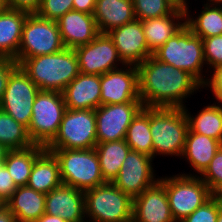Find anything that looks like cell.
<instances>
[{"mask_svg": "<svg viewBox=\"0 0 222 222\" xmlns=\"http://www.w3.org/2000/svg\"><path fill=\"white\" fill-rule=\"evenodd\" d=\"M0 222H16L15 216L7 207L0 212Z\"/></svg>", "mask_w": 222, "mask_h": 222, "instance_id": "cell-44", "label": "cell"}, {"mask_svg": "<svg viewBox=\"0 0 222 222\" xmlns=\"http://www.w3.org/2000/svg\"><path fill=\"white\" fill-rule=\"evenodd\" d=\"M154 160L147 154L130 150L112 183L132 199L135 198L159 180Z\"/></svg>", "mask_w": 222, "mask_h": 222, "instance_id": "cell-12", "label": "cell"}, {"mask_svg": "<svg viewBox=\"0 0 222 222\" xmlns=\"http://www.w3.org/2000/svg\"><path fill=\"white\" fill-rule=\"evenodd\" d=\"M176 9L186 11L188 8H192L189 6L190 0H168Z\"/></svg>", "mask_w": 222, "mask_h": 222, "instance_id": "cell-43", "label": "cell"}, {"mask_svg": "<svg viewBox=\"0 0 222 222\" xmlns=\"http://www.w3.org/2000/svg\"><path fill=\"white\" fill-rule=\"evenodd\" d=\"M124 140L131 150L153 157V144L150 132V107H143L132 119Z\"/></svg>", "mask_w": 222, "mask_h": 222, "instance_id": "cell-31", "label": "cell"}, {"mask_svg": "<svg viewBox=\"0 0 222 222\" xmlns=\"http://www.w3.org/2000/svg\"><path fill=\"white\" fill-rule=\"evenodd\" d=\"M222 146L219 140L201 135L195 132L187 131L185 148L181 159L191 167L192 172L181 174L189 176H200L208 167L215 153ZM185 158V159H184ZM188 161V162H187Z\"/></svg>", "mask_w": 222, "mask_h": 222, "instance_id": "cell-21", "label": "cell"}, {"mask_svg": "<svg viewBox=\"0 0 222 222\" xmlns=\"http://www.w3.org/2000/svg\"><path fill=\"white\" fill-rule=\"evenodd\" d=\"M5 1L4 0H0V12L5 8Z\"/></svg>", "mask_w": 222, "mask_h": 222, "instance_id": "cell-50", "label": "cell"}, {"mask_svg": "<svg viewBox=\"0 0 222 222\" xmlns=\"http://www.w3.org/2000/svg\"><path fill=\"white\" fill-rule=\"evenodd\" d=\"M45 213L66 222L86 221L84 191L61 184L46 194Z\"/></svg>", "mask_w": 222, "mask_h": 222, "instance_id": "cell-18", "label": "cell"}, {"mask_svg": "<svg viewBox=\"0 0 222 222\" xmlns=\"http://www.w3.org/2000/svg\"><path fill=\"white\" fill-rule=\"evenodd\" d=\"M17 188L8 169L3 162H0V196L7 201Z\"/></svg>", "mask_w": 222, "mask_h": 222, "instance_id": "cell-38", "label": "cell"}, {"mask_svg": "<svg viewBox=\"0 0 222 222\" xmlns=\"http://www.w3.org/2000/svg\"><path fill=\"white\" fill-rule=\"evenodd\" d=\"M217 222H222V202L220 201V209L218 213Z\"/></svg>", "mask_w": 222, "mask_h": 222, "instance_id": "cell-49", "label": "cell"}, {"mask_svg": "<svg viewBox=\"0 0 222 222\" xmlns=\"http://www.w3.org/2000/svg\"><path fill=\"white\" fill-rule=\"evenodd\" d=\"M96 144L95 110L66 109L57 135L45 149H92Z\"/></svg>", "mask_w": 222, "mask_h": 222, "instance_id": "cell-9", "label": "cell"}, {"mask_svg": "<svg viewBox=\"0 0 222 222\" xmlns=\"http://www.w3.org/2000/svg\"><path fill=\"white\" fill-rule=\"evenodd\" d=\"M62 95L67 109H97L101 105L100 75L79 73Z\"/></svg>", "mask_w": 222, "mask_h": 222, "instance_id": "cell-20", "label": "cell"}, {"mask_svg": "<svg viewBox=\"0 0 222 222\" xmlns=\"http://www.w3.org/2000/svg\"><path fill=\"white\" fill-rule=\"evenodd\" d=\"M137 68L139 98L143 107L183 108L191 95L204 89L193 75L161 62L153 55Z\"/></svg>", "mask_w": 222, "mask_h": 222, "instance_id": "cell-1", "label": "cell"}, {"mask_svg": "<svg viewBox=\"0 0 222 222\" xmlns=\"http://www.w3.org/2000/svg\"><path fill=\"white\" fill-rule=\"evenodd\" d=\"M5 6L11 9L22 10L29 14L36 13L41 0H4Z\"/></svg>", "mask_w": 222, "mask_h": 222, "instance_id": "cell-41", "label": "cell"}, {"mask_svg": "<svg viewBox=\"0 0 222 222\" xmlns=\"http://www.w3.org/2000/svg\"><path fill=\"white\" fill-rule=\"evenodd\" d=\"M211 73L204 89L212 93L214 96L212 99H222V66L214 69Z\"/></svg>", "mask_w": 222, "mask_h": 222, "instance_id": "cell-40", "label": "cell"}, {"mask_svg": "<svg viewBox=\"0 0 222 222\" xmlns=\"http://www.w3.org/2000/svg\"><path fill=\"white\" fill-rule=\"evenodd\" d=\"M220 199L213 195L207 202L197 208L181 222H217Z\"/></svg>", "mask_w": 222, "mask_h": 222, "instance_id": "cell-37", "label": "cell"}, {"mask_svg": "<svg viewBox=\"0 0 222 222\" xmlns=\"http://www.w3.org/2000/svg\"><path fill=\"white\" fill-rule=\"evenodd\" d=\"M95 150L99 159L102 177L112 182L118 175L121 166L131 150L124 139L97 143Z\"/></svg>", "mask_w": 222, "mask_h": 222, "instance_id": "cell-29", "label": "cell"}, {"mask_svg": "<svg viewBox=\"0 0 222 222\" xmlns=\"http://www.w3.org/2000/svg\"><path fill=\"white\" fill-rule=\"evenodd\" d=\"M215 100L222 105V99H215Z\"/></svg>", "mask_w": 222, "mask_h": 222, "instance_id": "cell-52", "label": "cell"}, {"mask_svg": "<svg viewBox=\"0 0 222 222\" xmlns=\"http://www.w3.org/2000/svg\"><path fill=\"white\" fill-rule=\"evenodd\" d=\"M73 10V0H41L36 15L52 21H57L61 16Z\"/></svg>", "mask_w": 222, "mask_h": 222, "instance_id": "cell-36", "label": "cell"}, {"mask_svg": "<svg viewBox=\"0 0 222 222\" xmlns=\"http://www.w3.org/2000/svg\"><path fill=\"white\" fill-rule=\"evenodd\" d=\"M138 20L159 18L172 14L176 8L168 0H132Z\"/></svg>", "mask_w": 222, "mask_h": 222, "instance_id": "cell-33", "label": "cell"}, {"mask_svg": "<svg viewBox=\"0 0 222 222\" xmlns=\"http://www.w3.org/2000/svg\"><path fill=\"white\" fill-rule=\"evenodd\" d=\"M63 44L74 49L88 44L100 33L93 14L69 11L57 20Z\"/></svg>", "mask_w": 222, "mask_h": 222, "instance_id": "cell-19", "label": "cell"}, {"mask_svg": "<svg viewBox=\"0 0 222 222\" xmlns=\"http://www.w3.org/2000/svg\"><path fill=\"white\" fill-rule=\"evenodd\" d=\"M204 58L208 73L222 66V35L202 38Z\"/></svg>", "mask_w": 222, "mask_h": 222, "instance_id": "cell-35", "label": "cell"}, {"mask_svg": "<svg viewBox=\"0 0 222 222\" xmlns=\"http://www.w3.org/2000/svg\"><path fill=\"white\" fill-rule=\"evenodd\" d=\"M185 12L186 25L194 35L201 39L222 35V6L203 3L200 12L197 10L191 12L189 8Z\"/></svg>", "mask_w": 222, "mask_h": 222, "instance_id": "cell-28", "label": "cell"}, {"mask_svg": "<svg viewBox=\"0 0 222 222\" xmlns=\"http://www.w3.org/2000/svg\"><path fill=\"white\" fill-rule=\"evenodd\" d=\"M101 105L141 102L138 68L124 65L100 75Z\"/></svg>", "mask_w": 222, "mask_h": 222, "instance_id": "cell-15", "label": "cell"}, {"mask_svg": "<svg viewBox=\"0 0 222 222\" xmlns=\"http://www.w3.org/2000/svg\"><path fill=\"white\" fill-rule=\"evenodd\" d=\"M88 222H132L133 199L112 182L84 192Z\"/></svg>", "mask_w": 222, "mask_h": 222, "instance_id": "cell-6", "label": "cell"}, {"mask_svg": "<svg viewBox=\"0 0 222 222\" xmlns=\"http://www.w3.org/2000/svg\"><path fill=\"white\" fill-rule=\"evenodd\" d=\"M40 89L18 65L10 74L0 109L27 129L32 117V107Z\"/></svg>", "mask_w": 222, "mask_h": 222, "instance_id": "cell-11", "label": "cell"}, {"mask_svg": "<svg viewBox=\"0 0 222 222\" xmlns=\"http://www.w3.org/2000/svg\"><path fill=\"white\" fill-rule=\"evenodd\" d=\"M62 184L58 160L52 152L44 150L33 164L26 186L47 194Z\"/></svg>", "mask_w": 222, "mask_h": 222, "instance_id": "cell-26", "label": "cell"}, {"mask_svg": "<svg viewBox=\"0 0 222 222\" xmlns=\"http://www.w3.org/2000/svg\"><path fill=\"white\" fill-rule=\"evenodd\" d=\"M164 184L171 214L175 222H181L214 194L199 176L179 173L160 176Z\"/></svg>", "mask_w": 222, "mask_h": 222, "instance_id": "cell-7", "label": "cell"}, {"mask_svg": "<svg viewBox=\"0 0 222 222\" xmlns=\"http://www.w3.org/2000/svg\"><path fill=\"white\" fill-rule=\"evenodd\" d=\"M188 120L183 108L150 107L153 158L179 157L185 148Z\"/></svg>", "mask_w": 222, "mask_h": 222, "instance_id": "cell-3", "label": "cell"}, {"mask_svg": "<svg viewBox=\"0 0 222 222\" xmlns=\"http://www.w3.org/2000/svg\"><path fill=\"white\" fill-rule=\"evenodd\" d=\"M45 202L46 194L28 186H18L6 205L16 222H34L45 213Z\"/></svg>", "mask_w": 222, "mask_h": 222, "instance_id": "cell-23", "label": "cell"}, {"mask_svg": "<svg viewBox=\"0 0 222 222\" xmlns=\"http://www.w3.org/2000/svg\"><path fill=\"white\" fill-rule=\"evenodd\" d=\"M34 222H66L60 216H51L44 213L37 221Z\"/></svg>", "mask_w": 222, "mask_h": 222, "instance_id": "cell-45", "label": "cell"}, {"mask_svg": "<svg viewBox=\"0 0 222 222\" xmlns=\"http://www.w3.org/2000/svg\"><path fill=\"white\" fill-rule=\"evenodd\" d=\"M199 177L214 195L222 189V146Z\"/></svg>", "mask_w": 222, "mask_h": 222, "instance_id": "cell-34", "label": "cell"}, {"mask_svg": "<svg viewBox=\"0 0 222 222\" xmlns=\"http://www.w3.org/2000/svg\"><path fill=\"white\" fill-rule=\"evenodd\" d=\"M153 56L161 62L187 71L203 86L208 81L203 40L194 35L187 25L170 37Z\"/></svg>", "mask_w": 222, "mask_h": 222, "instance_id": "cell-4", "label": "cell"}, {"mask_svg": "<svg viewBox=\"0 0 222 222\" xmlns=\"http://www.w3.org/2000/svg\"><path fill=\"white\" fill-rule=\"evenodd\" d=\"M74 51L82 74L102 75L125 65L107 33H99L93 41L74 48Z\"/></svg>", "mask_w": 222, "mask_h": 222, "instance_id": "cell-13", "label": "cell"}, {"mask_svg": "<svg viewBox=\"0 0 222 222\" xmlns=\"http://www.w3.org/2000/svg\"><path fill=\"white\" fill-rule=\"evenodd\" d=\"M8 152L9 149L5 145L0 143V162H4Z\"/></svg>", "mask_w": 222, "mask_h": 222, "instance_id": "cell-46", "label": "cell"}, {"mask_svg": "<svg viewBox=\"0 0 222 222\" xmlns=\"http://www.w3.org/2000/svg\"><path fill=\"white\" fill-rule=\"evenodd\" d=\"M132 222H175L160 180L133 198Z\"/></svg>", "mask_w": 222, "mask_h": 222, "instance_id": "cell-17", "label": "cell"}, {"mask_svg": "<svg viewBox=\"0 0 222 222\" xmlns=\"http://www.w3.org/2000/svg\"><path fill=\"white\" fill-rule=\"evenodd\" d=\"M188 120V130L219 140L222 143V105L216 100L208 103L197 113L190 112L187 105L183 107Z\"/></svg>", "mask_w": 222, "mask_h": 222, "instance_id": "cell-27", "label": "cell"}, {"mask_svg": "<svg viewBox=\"0 0 222 222\" xmlns=\"http://www.w3.org/2000/svg\"><path fill=\"white\" fill-rule=\"evenodd\" d=\"M7 205H6V200H4L1 196H0V212L6 208Z\"/></svg>", "mask_w": 222, "mask_h": 222, "instance_id": "cell-48", "label": "cell"}, {"mask_svg": "<svg viewBox=\"0 0 222 222\" xmlns=\"http://www.w3.org/2000/svg\"><path fill=\"white\" fill-rule=\"evenodd\" d=\"M66 109L62 93L38 92L27 129L33 144L46 147L55 138Z\"/></svg>", "mask_w": 222, "mask_h": 222, "instance_id": "cell-8", "label": "cell"}, {"mask_svg": "<svg viewBox=\"0 0 222 222\" xmlns=\"http://www.w3.org/2000/svg\"><path fill=\"white\" fill-rule=\"evenodd\" d=\"M44 150V146L37 144L25 149L9 150L3 163L17 186L27 185L35 159Z\"/></svg>", "mask_w": 222, "mask_h": 222, "instance_id": "cell-30", "label": "cell"}, {"mask_svg": "<svg viewBox=\"0 0 222 222\" xmlns=\"http://www.w3.org/2000/svg\"><path fill=\"white\" fill-rule=\"evenodd\" d=\"M220 201L222 202V189L216 194Z\"/></svg>", "mask_w": 222, "mask_h": 222, "instance_id": "cell-51", "label": "cell"}, {"mask_svg": "<svg viewBox=\"0 0 222 222\" xmlns=\"http://www.w3.org/2000/svg\"><path fill=\"white\" fill-rule=\"evenodd\" d=\"M142 108V102L100 105L95 109L97 143L125 139L132 119Z\"/></svg>", "mask_w": 222, "mask_h": 222, "instance_id": "cell-14", "label": "cell"}, {"mask_svg": "<svg viewBox=\"0 0 222 222\" xmlns=\"http://www.w3.org/2000/svg\"><path fill=\"white\" fill-rule=\"evenodd\" d=\"M48 151L58 160L62 184L85 192L106 183L95 148Z\"/></svg>", "mask_w": 222, "mask_h": 222, "instance_id": "cell-5", "label": "cell"}, {"mask_svg": "<svg viewBox=\"0 0 222 222\" xmlns=\"http://www.w3.org/2000/svg\"><path fill=\"white\" fill-rule=\"evenodd\" d=\"M201 2H204V4H207V5L222 6V0H206V2L204 0Z\"/></svg>", "mask_w": 222, "mask_h": 222, "instance_id": "cell-47", "label": "cell"}, {"mask_svg": "<svg viewBox=\"0 0 222 222\" xmlns=\"http://www.w3.org/2000/svg\"><path fill=\"white\" fill-rule=\"evenodd\" d=\"M19 66L43 91L60 92L80 73L74 49L26 58Z\"/></svg>", "mask_w": 222, "mask_h": 222, "instance_id": "cell-2", "label": "cell"}, {"mask_svg": "<svg viewBox=\"0 0 222 222\" xmlns=\"http://www.w3.org/2000/svg\"><path fill=\"white\" fill-rule=\"evenodd\" d=\"M186 25V12L176 9L172 14L142 21L148 50L153 54L170 37Z\"/></svg>", "mask_w": 222, "mask_h": 222, "instance_id": "cell-22", "label": "cell"}, {"mask_svg": "<svg viewBox=\"0 0 222 222\" xmlns=\"http://www.w3.org/2000/svg\"><path fill=\"white\" fill-rule=\"evenodd\" d=\"M96 0H73V10L93 14Z\"/></svg>", "mask_w": 222, "mask_h": 222, "instance_id": "cell-42", "label": "cell"}, {"mask_svg": "<svg viewBox=\"0 0 222 222\" xmlns=\"http://www.w3.org/2000/svg\"><path fill=\"white\" fill-rule=\"evenodd\" d=\"M64 48L57 21L43 19L35 13L28 14L15 61L19 65L26 58L54 54Z\"/></svg>", "mask_w": 222, "mask_h": 222, "instance_id": "cell-10", "label": "cell"}, {"mask_svg": "<svg viewBox=\"0 0 222 222\" xmlns=\"http://www.w3.org/2000/svg\"><path fill=\"white\" fill-rule=\"evenodd\" d=\"M93 16L100 33L136 19L132 0H96Z\"/></svg>", "mask_w": 222, "mask_h": 222, "instance_id": "cell-24", "label": "cell"}, {"mask_svg": "<svg viewBox=\"0 0 222 222\" xmlns=\"http://www.w3.org/2000/svg\"><path fill=\"white\" fill-rule=\"evenodd\" d=\"M18 66L12 59L0 55V100L3 97L11 72Z\"/></svg>", "mask_w": 222, "mask_h": 222, "instance_id": "cell-39", "label": "cell"}, {"mask_svg": "<svg viewBox=\"0 0 222 222\" xmlns=\"http://www.w3.org/2000/svg\"><path fill=\"white\" fill-rule=\"evenodd\" d=\"M29 13L5 7L0 12V55L16 59L23 25Z\"/></svg>", "mask_w": 222, "mask_h": 222, "instance_id": "cell-25", "label": "cell"}, {"mask_svg": "<svg viewBox=\"0 0 222 222\" xmlns=\"http://www.w3.org/2000/svg\"><path fill=\"white\" fill-rule=\"evenodd\" d=\"M107 34L112 39L118 55L125 65L138 66L153 55L148 50L141 20L134 19L110 30Z\"/></svg>", "mask_w": 222, "mask_h": 222, "instance_id": "cell-16", "label": "cell"}, {"mask_svg": "<svg viewBox=\"0 0 222 222\" xmlns=\"http://www.w3.org/2000/svg\"><path fill=\"white\" fill-rule=\"evenodd\" d=\"M0 143L9 150L25 149L33 144L27 128L0 109Z\"/></svg>", "mask_w": 222, "mask_h": 222, "instance_id": "cell-32", "label": "cell"}]
</instances>
